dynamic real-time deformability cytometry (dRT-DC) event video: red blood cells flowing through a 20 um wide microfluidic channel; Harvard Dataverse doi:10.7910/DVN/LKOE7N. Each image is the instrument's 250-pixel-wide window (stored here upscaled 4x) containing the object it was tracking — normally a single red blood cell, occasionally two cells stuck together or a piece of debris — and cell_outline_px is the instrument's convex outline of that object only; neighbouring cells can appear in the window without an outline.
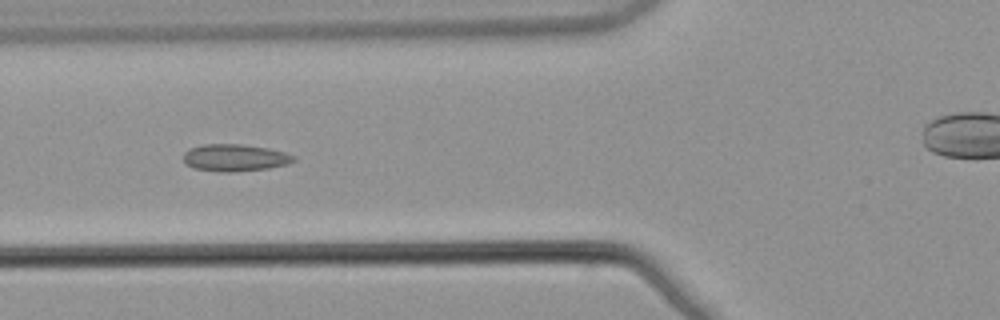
{"species": "common noctule bat (a hibernating species)", "species_latin": "Nyctalus noctula", "temperature_condition": "warm", "stored_images_in_passage": 37, "camera_frame_rate_fps": 3000, "um_per_image_px": 0.085, "animal": {"sex": "male", "body_mass_g": 21.5, "forearm_length_mm": 52.0}, "frame": {"image": 1, "passage_image": 11, "time_ms": 3.333, "image_size_px": [1000, 320], "cell_outline_px": [[296, 160], [288, 164], [268, 168], [232, 172], [220, 172], [192, 168], [184, 164], [184, 152], [188, 148], [200, 144], [240, 144], [268, 148], [284, 152], [296, 156]], "centroid_in_image_um": [19.93, 13.4], "position_along_channel_um": 105.9, "area_um2": 17.63}}
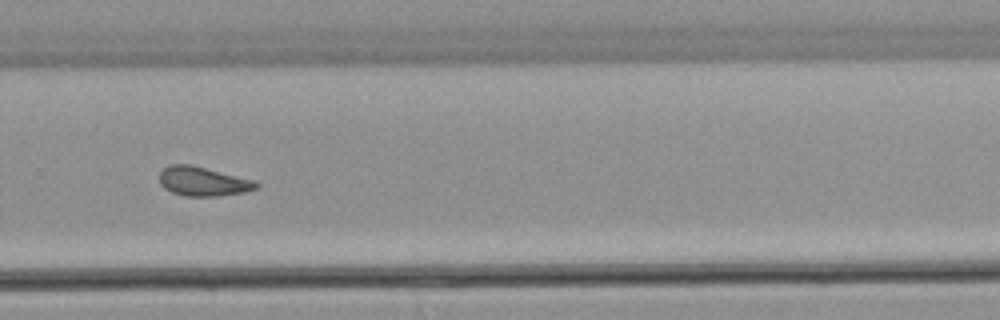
{"frame": {"image": 2, "passage_image": 27, "time_ms": 8.667, "image_size_px": [1000, 320], "cell_outline_px": [[260, 188], [244, 192], [216, 196], [184, 196], [172, 192], [164, 188], [160, 184], [160, 172], [164, 168], [172, 164], [188, 164], [256, 180], [260, 184]], "centroid_in_image_um": [17.29, 15.43], "position_along_channel_um": 312.5, "area_um2": 16.47}, "authors_computed_cell_mechanics": {"area_um2": 16.473, "velocity_mm_per_s": 3.8814, "shape_relaxation_time_tau1_ms": null, "shape_relaxation_time_tau2_ms": 1.9332, "deformation_change_tau1": null, "deformation_change_tau2": 0.0746}}